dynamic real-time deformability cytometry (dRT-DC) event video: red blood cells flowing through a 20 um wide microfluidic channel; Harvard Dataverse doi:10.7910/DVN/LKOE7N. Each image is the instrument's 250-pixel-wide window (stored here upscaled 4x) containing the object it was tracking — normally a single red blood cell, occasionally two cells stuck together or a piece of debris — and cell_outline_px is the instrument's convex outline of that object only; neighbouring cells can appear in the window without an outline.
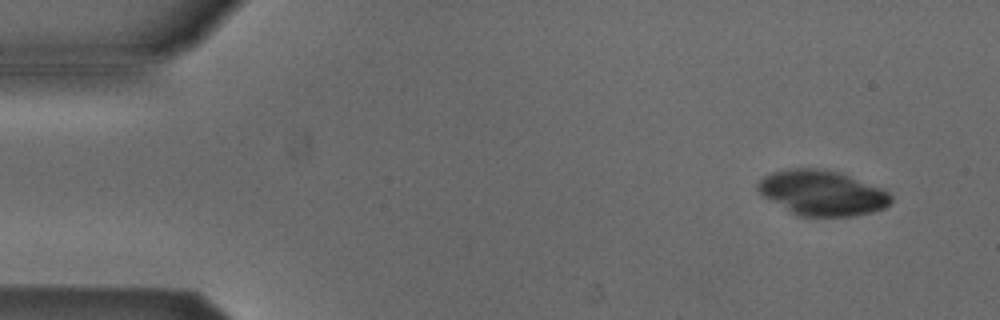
{"species": "Egyptian fruit bat (a non-hibernating species)", "species_latin": "Rousettus aegyptiacus", "temperature_condition": "cold", "stored_images_in_passage": 5, "camera_frame_rate_fps": 3000, "um_per_image_px": 0.085, "animal": {"sex": "male"}, "frame": {"image": 1, "passage_image": 5, "time_ms": 1.333, "image_size_px": [1000, 320], "cell_outline_px": [[892, 200], [884, 208], [872, 212], [856, 216], [800, 216], [792, 212], [764, 196], [756, 188], [756, 184], [764, 176], [772, 172], [792, 168], [820, 168], [840, 172], [884, 188], [892, 196]], "centroid_in_image_um": [69.92, 16.38], "position_along_channel_um": 15.1, "area_um2": 34.97}}